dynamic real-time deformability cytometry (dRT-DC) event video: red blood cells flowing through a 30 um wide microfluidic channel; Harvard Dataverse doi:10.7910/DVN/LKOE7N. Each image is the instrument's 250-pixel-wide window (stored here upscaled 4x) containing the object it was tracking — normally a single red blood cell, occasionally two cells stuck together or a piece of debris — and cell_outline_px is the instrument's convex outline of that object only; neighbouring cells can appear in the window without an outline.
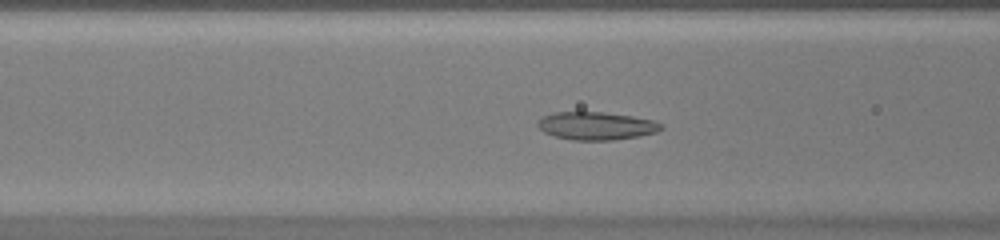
{"species": "common noctule bat (a hibernating species)", "species_latin": "Nyctalus noctula", "temperature_condition": "warm", "stored_images_in_passage": 44, "camera_frame_rate_fps": 3000, "um_per_image_px": 0.085, "animal": {"sex": "female", "body_mass_g": 20.0, "forearm_length_mm": 54.0}, "frame": {"image": 1, "passage_image": 16, "time_ms": 5.0, "image_size_px": [1000, 240], "cell_outline_px": [[664, 128], [656, 132], [640, 136], [612, 140], [572, 140], [556, 136], [544, 132], [536, 124], [544, 116], [552, 112], [604, 112], [632, 116], [652, 120], [664, 124]], "centroid_in_image_um": [50.72, 10.69], "position_along_channel_um": 115.9, "area_um2": 20.06}}
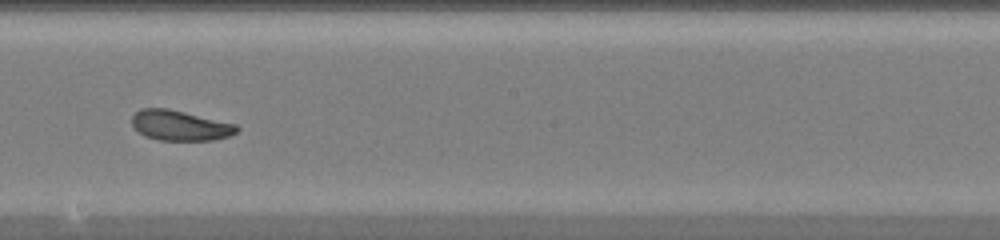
{"frame": {"image": 2, "passage_image": 24, "time_ms": 7.667, "image_size_px": [1000, 240], "cell_outline_px": [[240, 128], [236, 132], [228, 136], [212, 140], [160, 140], [144, 136], [132, 124], [132, 116], [140, 108], [168, 108], [236, 124]], "centroid_in_image_um": [15.29, 10.66], "position_along_channel_um": 232.9, "area_um2": 18.32}}
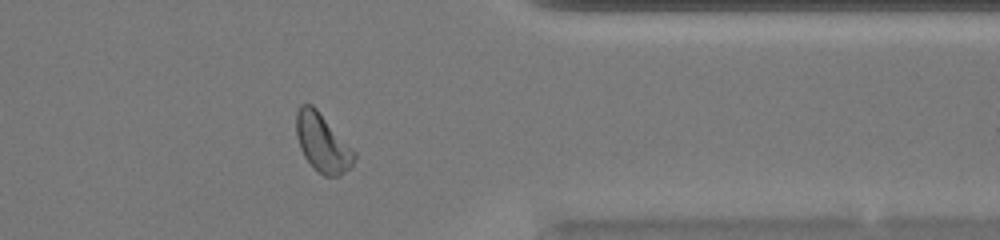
{"frame": {"image": 3, "passage_image": 35, "time_ms": 11.333, "image_size_px": [1000, 240], "cell_outline_px": [[356, 160], [340, 176], [324, 176], [304, 156], [300, 148], [296, 136], [296, 112], [300, 104], [312, 104], [316, 108], [356, 152]], "centroid_in_image_um": [27.41, 12.12], "position_along_channel_um": 384.0, "area_um2": 19.48}}